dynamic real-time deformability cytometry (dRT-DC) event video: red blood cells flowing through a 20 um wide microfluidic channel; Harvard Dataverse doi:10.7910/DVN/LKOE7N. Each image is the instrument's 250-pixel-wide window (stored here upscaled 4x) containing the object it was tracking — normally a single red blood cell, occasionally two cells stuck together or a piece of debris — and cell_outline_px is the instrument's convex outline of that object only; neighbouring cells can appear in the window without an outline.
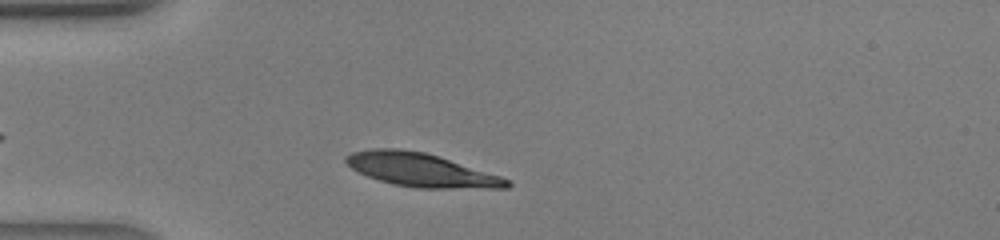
{"species": "human", "species_latin": "Homo sapiens", "temperature_condition": "warm", "stored_images_in_passage": 28, "camera_frame_rate_fps": 3000, "um_per_image_px": 0.085, "donor": {"sex": "male"}, "frame": {"image": 1, "passage_image": 4, "time_ms": 1.0, "image_size_px": [1000, 240], "cell_outline_px": [[512, 184], [508, 188], [416, 188], [392, 184], [368, 176], [352, 168], [344, 160], [344, 156], [352, 152], [372, 148], [400, 148], [424, 152], [500, 176], [512, 180]], "centroid_in_image_um": [35.78, 14.45], "position_along_channel_um": 49.2, "area_um2": 31.15}}
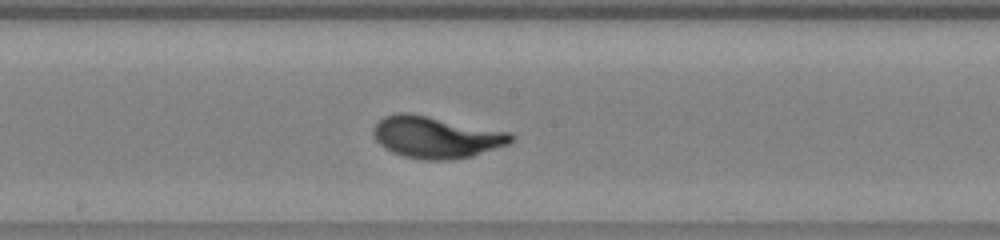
{"frame": {"image": 2, "passage_image": 15, "time_ms": 4.667, "image_size_px": [1000, 240], "cell_outline_px": [[516, 136], [508, 144], [472, 156], [448, 160], [424, 160], [404, 156], [392, 152], [384, 148], [376, 140], [372, 132], [372, 128], [384, 116], [396, 112], [408, 112], [508, 132]], "centroid_in_image_um": [37.02, 11.66], "position_along_channel_um": 211.2, "area_um2": 33.29}}
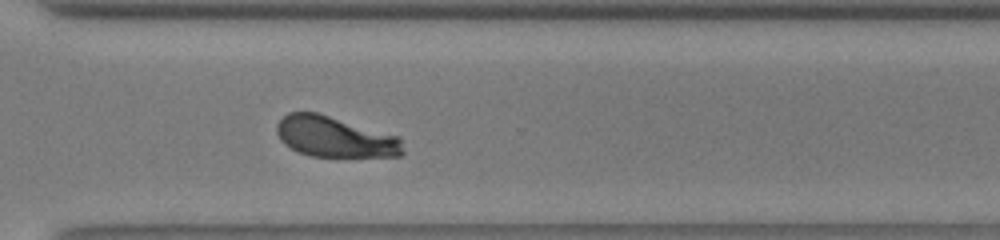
{"frame": {"image": 3, "passage_image": 23, "time_ms": 7.333, "image_size_px": [1000, 240], "cell_outline_px": [[404, 152], [400, 156], [312, 156], [300, 152], [284, 144], [280, 140], [276, 132], [276, 124], [288, 112], [316, 112], [400, 136]], "centroid_in_image_um": [28.47, 11.63], "position_along_channel_um": 342.1, "area_um2": 29.82}}